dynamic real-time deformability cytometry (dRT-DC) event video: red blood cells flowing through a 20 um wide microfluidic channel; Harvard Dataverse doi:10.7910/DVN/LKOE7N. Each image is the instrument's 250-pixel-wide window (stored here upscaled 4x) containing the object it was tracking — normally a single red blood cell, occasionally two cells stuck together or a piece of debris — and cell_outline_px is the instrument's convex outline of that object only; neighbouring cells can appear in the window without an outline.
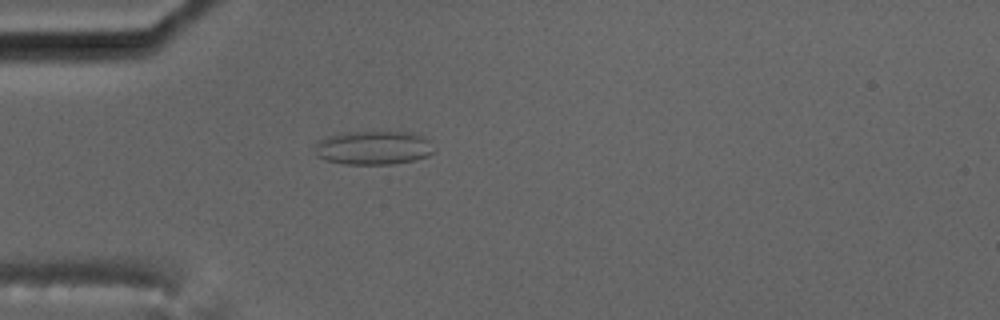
{"species": "common noctule bat (a hibernating species)", "species_latin": "Nyctalus noctula", "temperature_condition": "cold", "stored_images_in_passage": 5, "camera_frame_rate_fps": 3000, "um_per_image_px": 0.085, "animal": {"sex": "male", "body_mass_g": 17.5, "forearm_length_mm": 52.3}, "frame": {"image": 1, "passage_image": 4, "time_ms": 4.333, "image_size_px": [1000, 320], "cell_outline_px": [[436, 148], [428, 156], [412, 160], [392, 164], [344, 164], [324, 160], [316, 156], [312, 144], [316, 140], [340, 132], [412, 132], [424, 136]], "centroid_in_image_um": [31.68, 12.55], "position_along_channel_um": 53.3, "area_um2": 23.93}}